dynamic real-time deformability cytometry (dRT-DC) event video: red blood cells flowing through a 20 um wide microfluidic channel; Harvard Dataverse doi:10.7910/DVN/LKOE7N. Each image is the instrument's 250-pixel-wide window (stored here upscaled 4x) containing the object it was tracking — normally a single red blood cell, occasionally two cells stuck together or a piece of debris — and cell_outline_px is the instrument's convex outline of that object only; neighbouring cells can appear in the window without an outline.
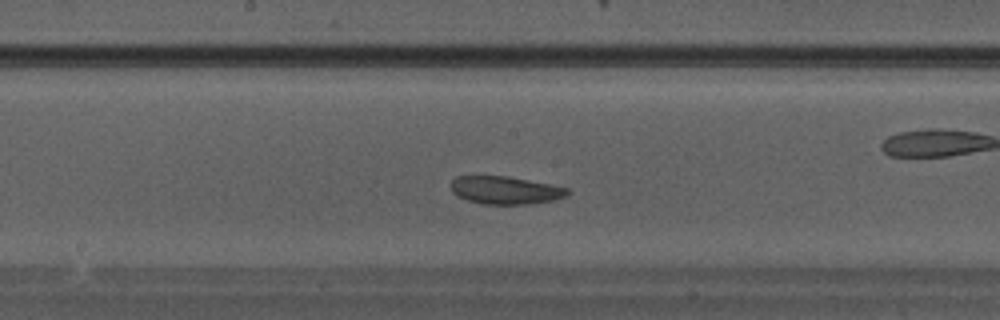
{"species": "Egyptian fruit bat (a non-hibernating species)", "species_latin": "Rousettus aegyptiacus", "temperature_condition": "warm", "stored_images_in_passage": 25, "camera_frame_rate_fps": 3000, "um_per_image_px": 0.085, "animal": {"sex": "male"}, "frame": {"image": 1, "passage_image": 8, "time_ms": 2.333, "image_size_px": [1000, 320], "cell_outline_px": [[568, 196], [552, 200], [528, 204], [480, 204], [456, 196], [452, 192], [452, 180], [456, 176], [508, 176], [568, 188]], "centroid_in_image_um": [42.92, 16.17], "position_along_channel_um": 205.3, "area_um2": 18.79}}